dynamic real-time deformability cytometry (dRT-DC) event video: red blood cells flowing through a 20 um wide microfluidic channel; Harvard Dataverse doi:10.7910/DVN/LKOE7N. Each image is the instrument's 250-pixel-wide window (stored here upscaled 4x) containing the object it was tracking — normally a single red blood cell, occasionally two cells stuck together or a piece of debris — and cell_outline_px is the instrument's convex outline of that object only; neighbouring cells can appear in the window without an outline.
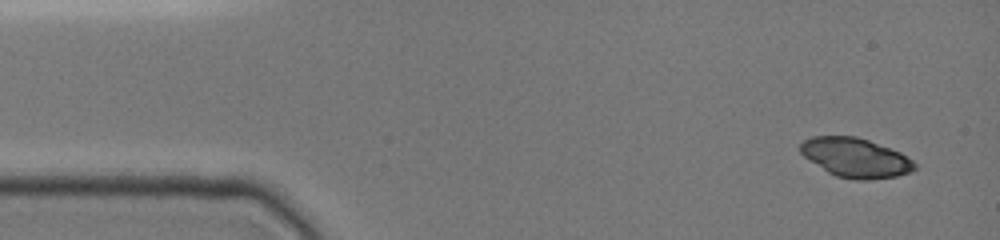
{"species": "common noctule bat (a hibernating species)", "species_latin": "Nyctalus noctula", "temperature_condition": "cold", "stored_images_in_passage": 5, "camera_frame_rate_fps": 3000, "um_per_image_px": 0.085, "animal": {"sex": "female", "body_mass_g": 19.0, "forearm_length_mm": 51.5}, "frame": {"image": 1, "passage_image": 1, "time_ms": 0.0, "image_size_px": [1000, 240], "cell_outline_px": [[916, 168], [912, 172], [896, 176], [868, 180], [856, 180], [836, 176], [828, 172], [804, 156], [800, 152], [800, 144], [804, 140], [812, 136], [856, 136], [868, 140], [900, 152], [912, 160], [916, 164]], "centroid_in_image_um": [72.73, 13.4], "position_along_channel_um": 12.3, "area_um2": 26.07}}
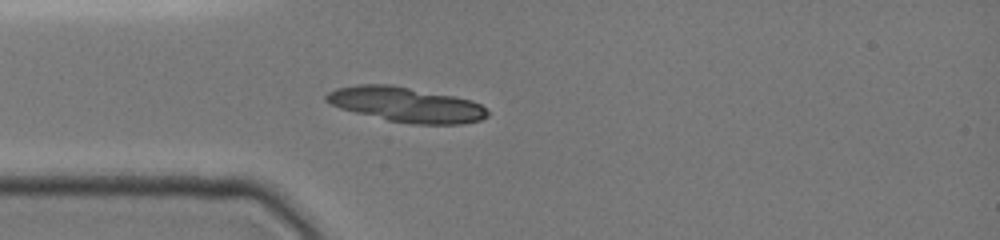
{"frame": {"image": 2, "passage_image": 5, "time_ms": 3.333, "image_size_px": [1000, 240], "cell_outline_px": [[488, 116], [480, 120], [460, 124], [412, 124], [388, 120], [340, 108], [324, 100], [324, 96], [328, 92], [336, 88], [356, 84], [392, 84], [472, 100], [480, 104], [488, 112]], "centroid_in_image_um": [34.5, 8.88], "position_along_channel_um": 50.5, "area_um2": 32.66}}